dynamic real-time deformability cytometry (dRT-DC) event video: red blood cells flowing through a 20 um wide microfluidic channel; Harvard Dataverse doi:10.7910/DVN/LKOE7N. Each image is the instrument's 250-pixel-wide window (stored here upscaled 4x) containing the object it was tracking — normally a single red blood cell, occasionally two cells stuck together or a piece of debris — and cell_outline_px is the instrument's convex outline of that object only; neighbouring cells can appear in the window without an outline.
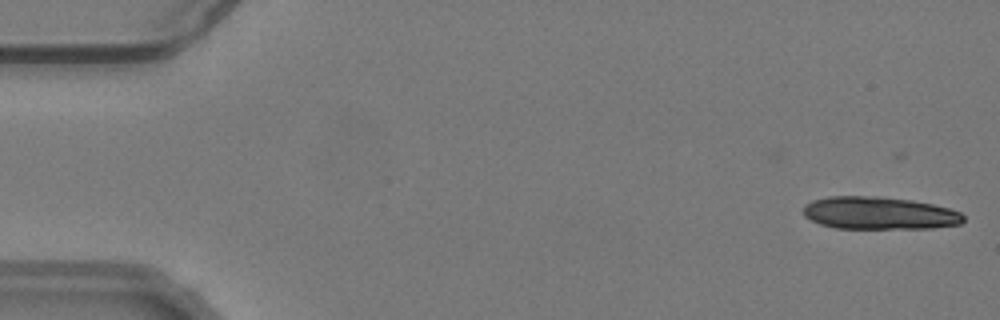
{"species": "common noctule bat (a hibernating species)", "species_latin": "Nyctalus noctula", "temperature_condition": "warm", "stored_images_in_passage": 15, "camera_frame_rate_fps": 3000, "um_per_image_px": 0.085, "animal": {"sex": "male", "body_mass_g": 19.2, "forearm_length_mm": 51.8}, "frame": {"image": 1, "passage_image": 1, "time_ms": 0.0, "image_size_px": [1000, 320], "cell_outline_px": [[964, 220], [960, 224], [932, 228], [836, 228], [820, 224], [804, 216], [804, 204], [812, 200], [828, 196], [876, 196], [912, 200], [932, 204], [948, 208], [960, 212], [964, 216]], "centroid_in_image_um": [74.72, 18.11], "position_along_channel_um": 10.3, "area_um2": 30.4}}